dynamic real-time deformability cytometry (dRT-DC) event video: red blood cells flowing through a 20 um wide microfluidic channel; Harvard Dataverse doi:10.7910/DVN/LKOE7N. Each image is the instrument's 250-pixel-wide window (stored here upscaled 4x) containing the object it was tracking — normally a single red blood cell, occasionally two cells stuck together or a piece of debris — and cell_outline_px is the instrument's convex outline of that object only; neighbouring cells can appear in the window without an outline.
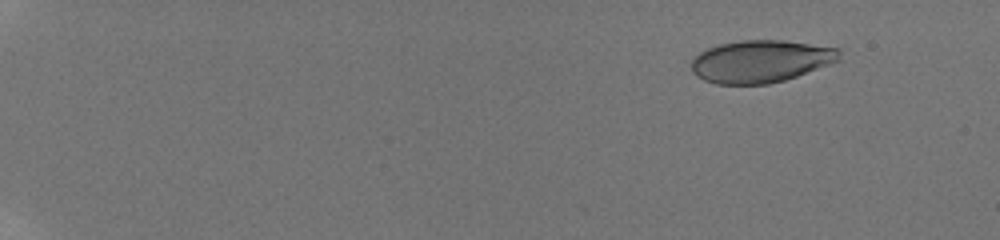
{"species": "human", "species_latin": "Homo sapiens", "temperature_condition": "room temperature", "stored_images_in_passage": 24, "camera_frame_rate_fps": 3000, "um_per_image_px": 0.085, "donor": {"sex": "male"}, "frame": {"image": 1, "passage_image": 3, "time_ms": 1.667, "image_size_px": [1000, 240], "cell_outline_px": [[840, 60], [796, 76], [784, 80], [768, 84], [716, 84], [704, 80], [696, 76], [692, 72], [692, 60], [700, 52], [708, 48], [720, 44], [740, 40], [784, 40], [840, 48]], "centroid_in_image_um": [64.66, 5.21], "position_along_channel_um": 20.3, "area_um2": 36.47}}
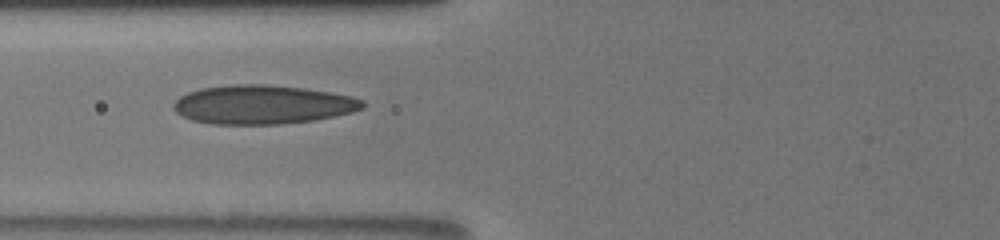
{"frame": {"image": 2, "passage_image": 12, "time_ms": 8.333, "image_size_px": [1000, 240], "cell_outline_px": [[364, 108], [352, 112], [312, 120], [280, 124], [212, 124], [192, 120], [176, 112], [172, 108], [172, 104], [180, 96], [188, 92], [200, 88], [232, 84], [264, 84], [300, 88], [328, 92], [348, 96], [364, 100]], "centroid_in_image_um": [22.27, 8.89], "position_along_channel_um": 103.5, "area_um2": 42.6}}
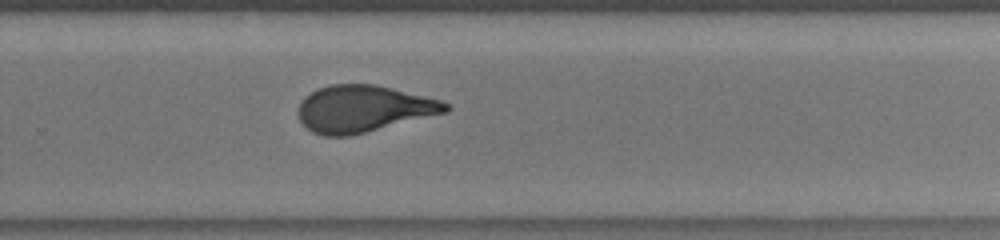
{"frame": {"image": 3, "passage_image": 24, "time_ms": 13.333, "image_size_px": [1000, 240], "cell_outline_px": [[452, 108], [448, 112], [348, 136], [324, 136], [312, 132], [300, 120], [296, 112], [304, 96], [316, 88], [332, 84], [376, 84], [440, 100], [452, 104]], "centroid_in_image_um": [30.88, 9.23], "position_along_channel_um": 298.9, "area_um2": 40.23}}